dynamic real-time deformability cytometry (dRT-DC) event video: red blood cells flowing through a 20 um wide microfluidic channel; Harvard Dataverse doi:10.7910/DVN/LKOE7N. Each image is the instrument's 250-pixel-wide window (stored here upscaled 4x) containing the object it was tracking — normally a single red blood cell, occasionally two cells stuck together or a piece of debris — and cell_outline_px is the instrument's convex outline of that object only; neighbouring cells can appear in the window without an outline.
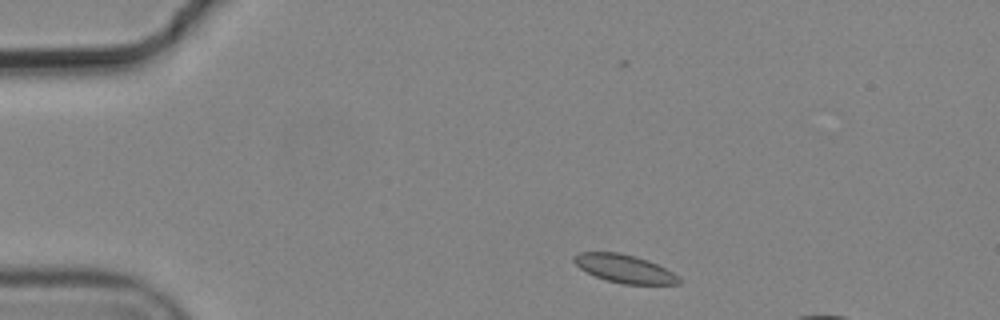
{"species": "common noctule bat (a hibernating species)", "species_latin": "Nyctalus noctula", "temperature_condition": "cold", "stored_images_in_passage": 6, "camera_frame_rate_fps": 3000, "um_per_image_px": 0.085, "animal": {"sex": "male", "body_mass_g": 19.2, "forearm_length_mm": 51.8}, "frame": {"image": 1, "passage_image": 6, "time_ms": 1.667, "image_size_px": [1000, 320], "cell_outline_px": [[680, 284], [624, 284], [608, 280], [596, 276], [580, 268], [572, 260], [572, 256], [580, 252], [616, 252], [636, 256], [648, 260], [672, 272], [680, 280]], "centroid_in_image_um": [53.05, 22.82], "position_along_channel_um": 32.0, "area_um2": 16.94}}